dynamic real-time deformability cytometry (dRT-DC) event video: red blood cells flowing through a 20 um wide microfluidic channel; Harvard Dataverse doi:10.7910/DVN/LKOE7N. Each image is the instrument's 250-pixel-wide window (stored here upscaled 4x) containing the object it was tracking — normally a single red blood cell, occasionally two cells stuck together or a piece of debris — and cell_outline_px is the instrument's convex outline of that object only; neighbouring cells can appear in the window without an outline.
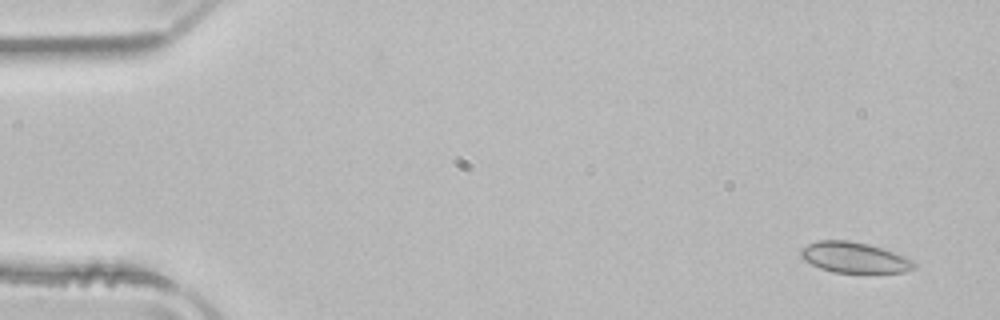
{"species": "common noctule bat (a hibernating species)", "species_latin": "Nyctalus noctula", "temperature_condition": "room temperature", "stored_images_in_passage": 8, "camera_frame_rate_fps": 3000, "um_per_image_px": 0.085, "animal": {"sex": "male", "body_mass_g": 21.5, "forearm_length_mm": 52.0}, "frame": {"image": 1, "passage_image": 2, "time_ms": 0.333, "image_size_px": [1000, 320], "cell_outline_px": [[916, 268], [904, 272], [832, 272], [820, 268], [804, 260], [800, 256], [800, 248], [808, 244], [820, 240], [844, 240], [868, 244], [916, 260]], "centroid_in_image_um": [72.62, 21.89], "position_along_channel_um": 12.4, "area_um2": 20.11}}